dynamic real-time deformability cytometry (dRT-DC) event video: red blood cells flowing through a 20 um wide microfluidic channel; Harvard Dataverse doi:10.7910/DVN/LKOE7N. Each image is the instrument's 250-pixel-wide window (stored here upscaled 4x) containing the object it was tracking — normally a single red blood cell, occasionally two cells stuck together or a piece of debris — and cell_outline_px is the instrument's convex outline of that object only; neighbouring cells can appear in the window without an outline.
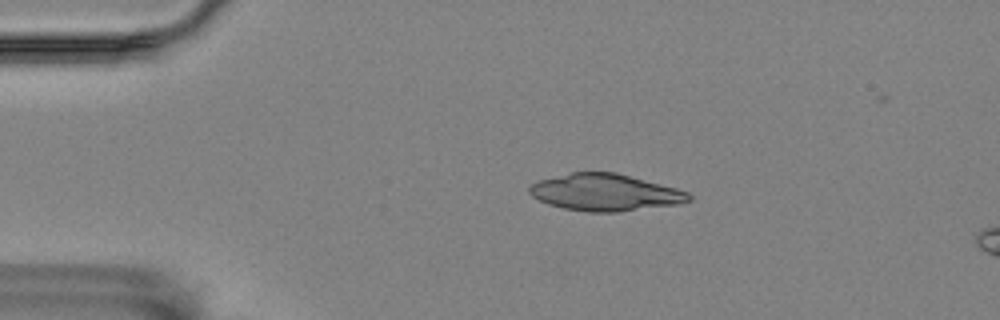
{"species": "Egyptian fruit bat (a non-hibernating species)", "species_latin": "Rousettus aegyptiacus", "temperature_condition": "room temperature", "stored_images_in_passage": 7, "camera_frame_rate_fps": 3000, "um_per_image_px": 0.085, "animal": {"sex": "female"}, "frame": {"image": 1, "passage_image": 2, "time_ms": 0.333, "image_size_px": [1000, 320], "cell_outline_px": [[692, 200], [676, 204], [616, 212], [588, 212], [564, 208], [548, 204], [532, 196], [528, 192], [528, 188], [532, 184], [540, 180], [572, 172], [616, 172], [676, 188], [688, 192], [692, 196]], "centroid_in_image_um": [51.43, 16.35], "position_along_channel_um": 33.6, "area_um2": 33.99}}